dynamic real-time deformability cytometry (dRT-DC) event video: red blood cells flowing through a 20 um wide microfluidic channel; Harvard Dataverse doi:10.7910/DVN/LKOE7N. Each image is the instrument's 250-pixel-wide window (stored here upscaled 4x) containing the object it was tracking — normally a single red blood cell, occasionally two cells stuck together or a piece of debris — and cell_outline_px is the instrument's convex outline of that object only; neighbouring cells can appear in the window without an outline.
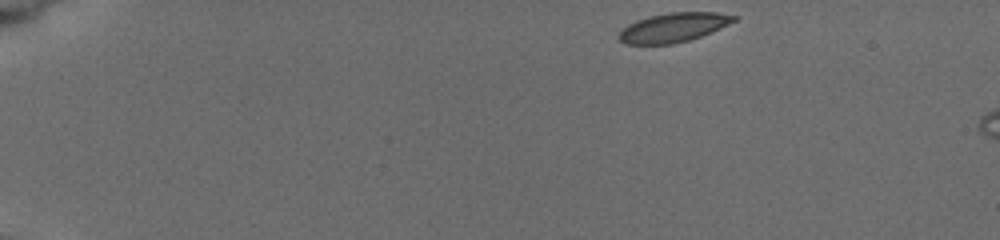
{"species": "common noctule bat (a hibernating species)", "species_latin": "Nyctalus noctula", "temperature_condition": "cold", "stored_images_in_passage": 7, "camera_frame_rate_fps": 3000, "um_per_image_px": 0.085, "animal": {"sex": "female", "body_mass_g": 19.5, "forearm_length_mm": 54.1}, "frame": {"image": 1, "passage_image": 1, "time_ms": 0.0, "image_size_px": [1000, 240], "cell_outline_px": [[736, 20], [720, 28], [700, 36], [688, 40], [672, 44], [624, 44], [620, 40], [620, 32], [628, 24], [636, 20], [648, 16], [668, 12], [716, 12], [736, 16]], "centroid_in_image_um": [57.22, 2.32], "position_along_channel_um": 27.8, "area_um2": 19.36}}